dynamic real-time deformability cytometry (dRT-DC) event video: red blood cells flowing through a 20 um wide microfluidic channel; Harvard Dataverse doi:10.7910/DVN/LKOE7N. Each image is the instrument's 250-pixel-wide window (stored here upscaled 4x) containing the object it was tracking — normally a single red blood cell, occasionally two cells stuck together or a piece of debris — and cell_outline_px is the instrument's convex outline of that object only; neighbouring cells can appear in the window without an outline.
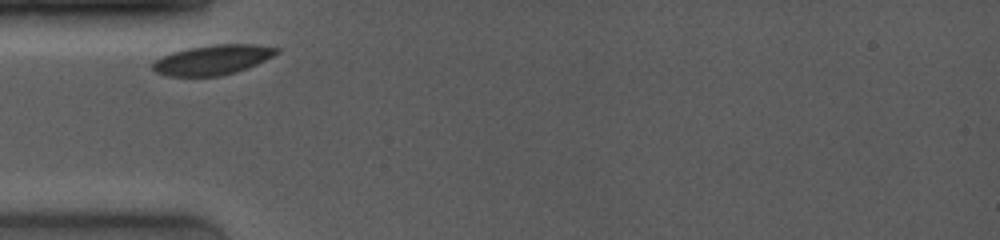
{"species": "common noctule bat (a hibernating species)", "species_latin": "Nyctalus noctula", "temperature_condition": "room temperature", "stored_images_in_passage": 21, "camera_frame_rate_fps": 4000, "um_per_image_px": 0.085, "animal": {"sex": "female", "body_mass_g": 19.0, "forearm_length_mm": 53.3}, "frame": {"image": 1, "passage_image": 1, "time_ms": 0.0, "image_size_px": [1000, 240], "cell_outline_px": [[280, 52], [256, 64], [220, 76], [168, 76], [156, 72], [152, 68], [152, 64], [160, 56], [172, 52], [188, 48], [212, 44], [252, 44], [280, 48]], "centroid_in_image_um": [18.04, 5.07], "position_along_channel_um": 67.0, "area_um2": 21.33}}
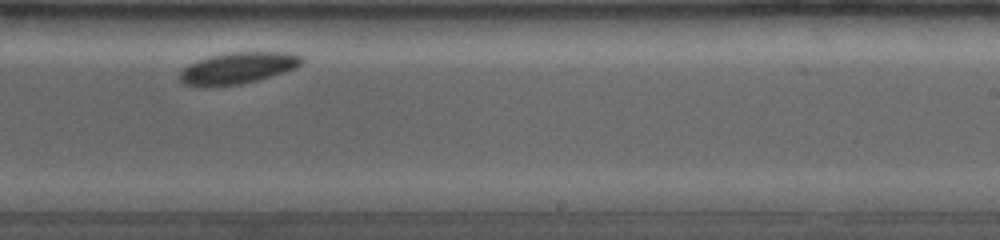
{"frame": {"image": 2, "passage_image": 15, "time_ms": 5.5, "image_size_px": [1000, 240], "cell_outline_px": [[304, 60], [296, 68], [284, 72], [256, 80], [240, 84], [184, 84], [180, 80], [180, 72], [184, 68], [208, 56], [232, 52], [288, 52], [304, 56]], "centroid_in_image_um": [20.32, 5.74], "position_along_channel_um": 268.7, "area_um2": 21.56}}
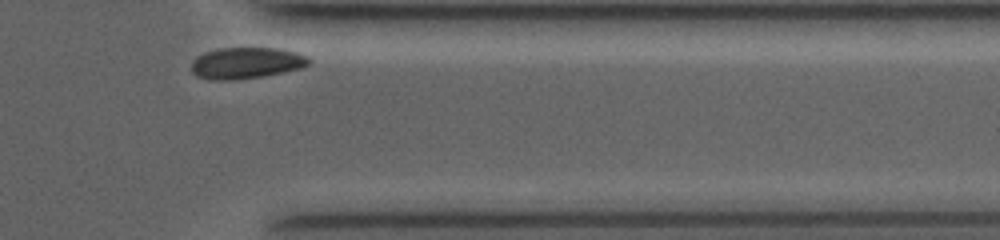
{"frame": {"image": 3, "passage_image": 21, "time_ms": 8.75, "image_size_px": [1000, 240], "cell_outline_px": [[312, 60], [308, 64], [300, 68], [260, 76], [232, 80], [212, 80], [196, 76], [192, 72], [192, 60], [196, 56], [204, 52], [220, 48], [276, 48], [296, 52], [308, 56]], "centroid_in_image_um": [20.9, 5.34], "position_along_channel_um": 390.5, "area_um2": 21.33}, "authors_computed_cell_mechanics": {"area_um2": 22.3686, "velocity_mm_per_s": 3.6883, "shape_relaxation_time_tau1_ms": 0.7775, "shape_relaxation_time_tau2_ms": null, "deformation_change_tau1": 0.0486, "deformation_change_tau2": null}}